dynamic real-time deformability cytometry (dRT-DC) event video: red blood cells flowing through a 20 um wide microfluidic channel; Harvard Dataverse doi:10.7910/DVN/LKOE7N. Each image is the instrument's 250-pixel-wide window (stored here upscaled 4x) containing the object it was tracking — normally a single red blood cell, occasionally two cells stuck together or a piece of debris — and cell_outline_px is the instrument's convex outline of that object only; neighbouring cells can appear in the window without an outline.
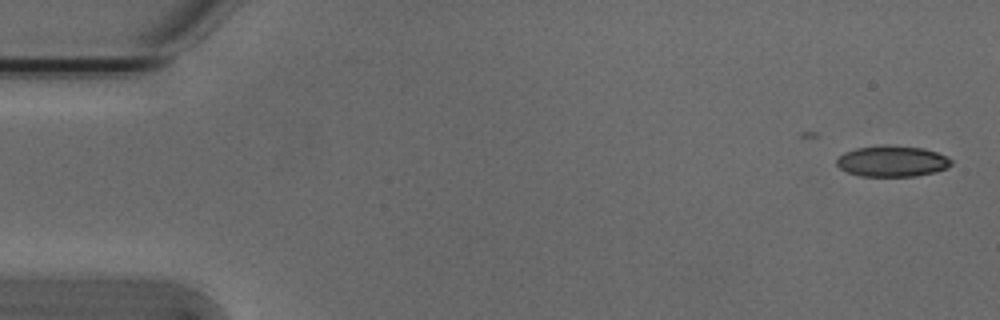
{"species": "Egyptian fruit bat (a non-hibernating species)", "species_latin": "Rousettus aegyptiacus", "temperature_condition": "cold", "stored_images_in_passage": 11, "camera_frame_rate_fps": 3000, "um_per_image_px": 0.085, "animal": {"sex": "male"}, "frame": {"image": 1, "passage_image": 1, "time_ms": 0.0, "image_size_px": [1000, 320], "cell_outline_px": [[952, 164], [948, 168], [936, 172], [916, 176], [860, 176], [848, 172], [840, 168], [836, 164], [836, 160], [844, 152], [856, 148], [884, 144], [924, 148], [936, 152], [952, 160]], "centroid_in_image_um": [75.84, 13.7], "position_along_channel_um": 9.2, "area_um2": 20.81}}